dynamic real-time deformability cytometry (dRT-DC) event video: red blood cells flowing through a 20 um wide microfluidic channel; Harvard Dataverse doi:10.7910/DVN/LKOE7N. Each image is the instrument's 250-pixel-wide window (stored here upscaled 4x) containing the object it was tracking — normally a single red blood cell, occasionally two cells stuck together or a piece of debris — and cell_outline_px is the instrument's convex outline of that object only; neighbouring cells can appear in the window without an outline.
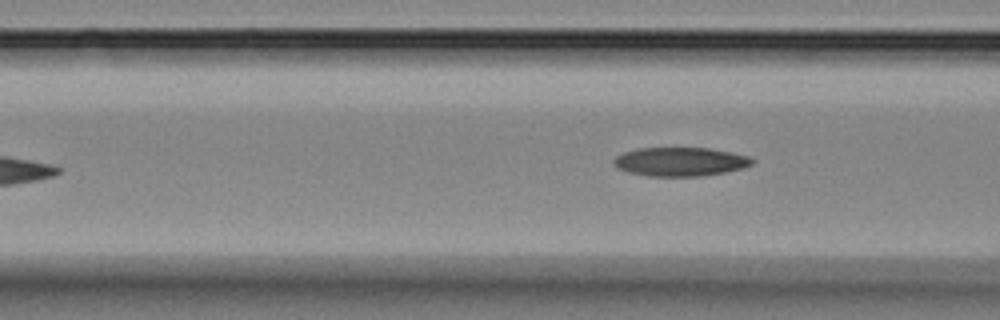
{"species": "Egyptian fruit bat (a non-hibernating species)", "species_latin": "Rousettus aegyptiacus", "temperature_condition": "room temperature", "stored_images_in_passage": 7, "segment_of_instrument_passage": [2, 2], "camera_frame_rate_fps": 3000, "um_per_image_px": 0.085, "animal": {"sex": "female"}, "frame": {"image": 1, "passage_image": 7, "time_ms": 7.0, "image_size_px": [1000, 320], "cell_outline_px": [[756, 160], [752, 164], [744, 168], [724, 172], [700, 176], [648, 176], [628, 172], [616, 168], [612, 164], [612, 160], [616, 156], [624, 152], [640, 148], [708, 148], [748, 156]], "centroid_in_image_um": [57.79, 13.75], "position_along_channel_um": 108.8, "area_um2": 23.24}}